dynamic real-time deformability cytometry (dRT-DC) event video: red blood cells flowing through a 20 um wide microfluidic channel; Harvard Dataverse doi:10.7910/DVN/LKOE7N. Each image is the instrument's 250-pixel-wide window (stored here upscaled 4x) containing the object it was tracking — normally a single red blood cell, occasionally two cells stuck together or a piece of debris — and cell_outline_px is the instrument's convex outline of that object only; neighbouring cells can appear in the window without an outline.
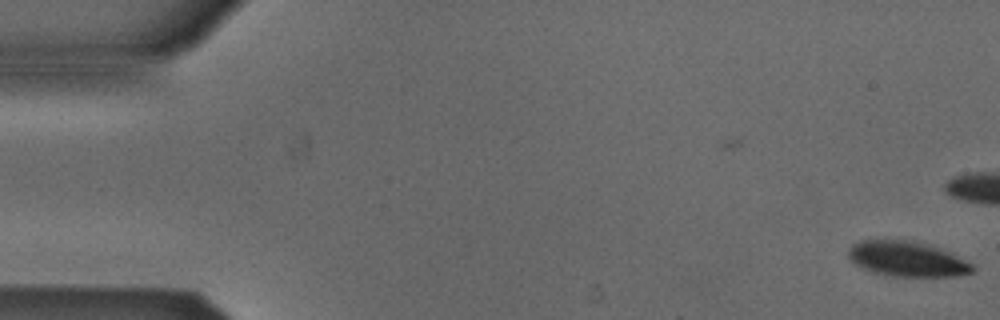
{"species": "Egyptian fruit bat (a non-hibernating species)", "species_latin": "Rousettus aegyptiacus", "temperature_condition": "cold", "stored_images_in_passage": 49, "camera_frame_rate_fps": 3000, "um_per_image_px": 0.085, "animal": {"sex": "male"}, "frame": {"image": 1, "passage_image": 1, "time_ms": 0.0, "image_size_px": [1000, 320], "cell_outline_px": [[976, 272], [956, 276], [892, 276], [872, 272], [856, 264], [848, 256], [848, 248], [852, 244], [860, 240], [912, 240], [940, 248], [972, 264], [976, 268]], "centroid_in_image_um": [77.11, 22.01], "position_along_channel_um": 7.9, "area_um2": 25.32}}
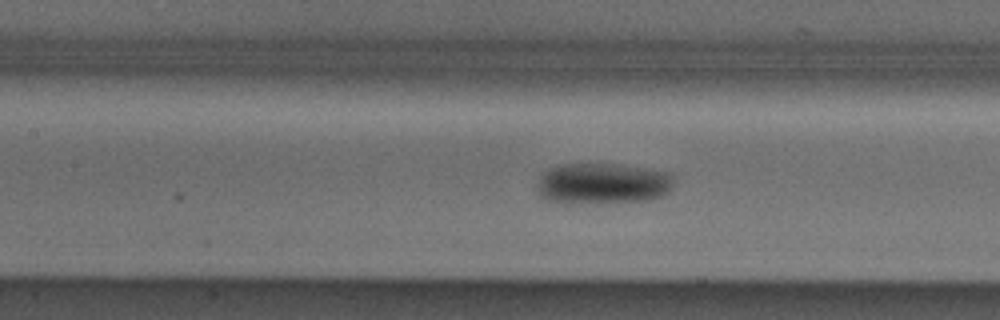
{"frame": {"image": 2, "passage_image": 24, "time_ms": 7.667, "image_size_px": [1000, 320], "cell_outline_px": [[672, 184], [668, 192], [664, 196], [648, 200], [576, 204], [564, 204], [548, 200], [540, 196], [536, 184], [540, 176], [548, 168], [564, 164], [612, 164], [668, 172], [672, 176]], "centroid_in_image_um": [51.16, 15.62], "position_along_channel_um": 156.2, "area_um2": 32.77}}
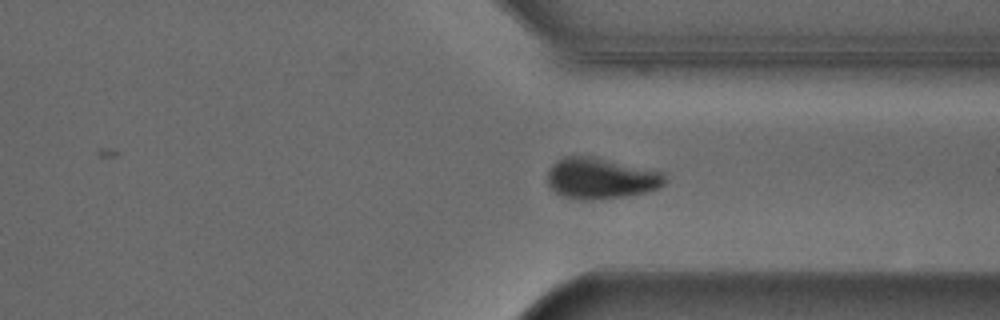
{"frame": {"image": 3, "passage_image": 40, "time_ms": 13.0, "image_size_px": [1000, 320], "cell_outline_px": [[668, 180], [660, 188], [648, 192], [624, 196], [592, 200], [580, 200], [564, 196], [556, 192], [548, 184], [548, 172], [552, 164], [556, 160], [564, 156], [592, 156], [664, 172]], "centroid_in_image_um": [51.1, 15.16], "position_along_channel_um": 360.3, "area_um2": 28.21}, "authors_computed_cell_mechanics": {"area_um2": 29.2468, "velocity_mm_per_s": 3.8227, "shape_relaxation_time_tau1_ms": 3.3544, "shape_relaxation_time_tau2_ms": null, "deformation_change_tau1": 0.1021, "deformation_change_tau2": null}}